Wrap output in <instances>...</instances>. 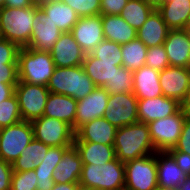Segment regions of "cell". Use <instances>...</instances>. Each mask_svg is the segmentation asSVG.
Masks as SVG:
<instances>
[{
	"label": "cell",
	"instance_id": "6da1fadb",
	"mask_svg": "<svg viewBox=\"0 0 190 190\" xmlns=\"http://www.w3.org/2000/svg\"><path fill=\"white\" fill-rule=\"evenodd\" d=\"M113 146L116 157L123 163L157 152L149 126L143 122L117 128Z\"/></svg>",
	"mask_w": 190,
	"mask_h": 190
},
{
	"label": "cell",
	"instance_id": "277c9868",
	"mask_svg": "<svg viewBox=\"0 0 190 190\" xmlns=\"http://www.w3.org/2000/svg\"><path fill=\"white\" fill-rule=\"evenodd\" d=\"M97 86L85 73L82 65L73 67H55L47 89L49 92L63 94L81 100Z\"/></svg>",
	"mask_w": 190,
	"mask_h": 190
},
{
	"label": "cell",
	"instance_id": "d6a6232c",
	"mask_svg": "<svg viewBox=\"0 0 190 190\" xmlns=\"http://www.w3.org/2000/svg\"><path fill=\"white\" fill-rule=\"evenodd\" d=\"M153 11L154 9L142 0H128L120 16L137 31Z\"/></svg>",
	"mask_w": 190,
	"mask_h": 190
},
{
	"label": "cell",
	"instance_id": "603a6c76",
	"mask_svg": "<svg viewBox=\"0 0 190 190\" xmlns=\"http://www.w3.org/2000/svg\"><path fill=\"white\" fill-rule=\"evenodd\" d=\"M169 30L161 14L157 10H154L142 27L137 30V38L147 48L155 47L164 43Z\"/></svg>",
	"mask_w": 190,
	"mask_h": 190
},
{
	"label": "cell",
	"instance_id": "e575fe53",
	"mask_svg": "<svg viewBox=\"0 0 190 190\" xmlns=\"http://www.w3.org/2000/svg\"><path fill=\"white\" fill-rule=\"evenodd\" d=\"M91 54L102 62L114 63L122 66L121 44L104 39Z\"/></svg>",
	"mask_w": 190,
	"mask_h": 190
},
{
	"label": "cell",
	"instance_id": "f1b7e54d",
	"mask_svg": "<svg viewBox=\"0 0 190 190\" xmlns=\"http://www.w3.org/2000/svg\"><path fill=\"white\" fill-rule=\"evenodd\" d=\"M61 35L62 32L57 26L49 22L44 24L36 18L30 43L27 47L50 52Z\"/></svg>",
	"mask_w": 190,
	"mask_h": 190
},
{
	"label": "cell",
	"instance_id": "30bf717a",
	"mask_svg": "<svg viewBox=\"0 0 190 190\" xmlns=\"http://www.w3.org/2000/svg\"><path fill=\"white\" fill-rule=\"evenodd\" d=\"M186 117L180 109L177 113L148 123L156 151H168L177 144Z\"/></svg>",
	"mask_w": 190,
	"mask_h": 190
},
{
	"label": "cell",
	"instance_id": "cb8c5ba5",
	"mask_svg": "<svg viewBox=\"0 0 190 190\" xmlns=\"http://www.w3.org/2000/svg\"><path fill=\"white\" fill-rule=\"evenodd\" d=\"M155 155L158 186H179L187 175L177 165L173 156L168 151H157Z\"/></svg>",
	"mask_w": 190,
	"mask_h": 190
},
{
	"label": "cell",
	"instance_id": "ffe728a7",
	"mask_svg": "<svg viewBox=\"0 0 190 190\" xmlns=\"http://www.w3.org/2000/svg\"><path fill=\"white\" fill-rule=\"evenodd\" d=\"M82 165L81 157L73 144L63 152L61 161L56 165L52 176L54 182L79 183Z\"/></svg>",
	"mask_w": 190,
	"mask_h": 190
},
{
	"label": "cell",
	"instance_id": "7402d4cb",
	"mask_svg": "<svg viewBox=\"0 0 190 190\" xmlns=\"http://www.w3.org/2000/svg\"><path fill=\"white\" fill-rule=\"evenodd\" d=\"M77 100L63 94L49 93L43 116L62 120L74 129Z\"/></svg>",
	"mask_w": 190,
	"mask_h": 190
},
{
	"label": "cell",
	"instance_id": "60d3db41",
	"mask_svg": "<svg viewBox=\"0 0 190 190\" xmlns=\"http://www.w3.org/2000/svg\"><path fill=\"white\" fill-rule=\"evenodd\" d=\"M128 0H101L100 15H120Z\"/></svg>",
	"mask_w": 190,
	"mask_h": 190
},
{
	"label": "cell",
	"instance_id": "836d02e7",
	"mask_svg": "<svg viewBox=\"0 0 190 190\" xmlns=\"http://www.w3.org/2000/svg\"><path fill=\"white\" fill-rule=\"evenodd\" d=\"M134 76L130 69H126L123 66L115 72L110 81H107L102 87H104L109 94L117 93H133Z\"/></svg>",
	"mask_w": 190,
	"mask_h": 190
},
{
	"label": "cell",
	"instance_id": "484cf974",
	"mask_svg": "<svg viewBox=\"0 0 190 190\" xmlns=\"http://www.w3.org/2000/svg\"><path fill=\"white\" fill-rule=\"evenodd\" d=\"M68 147H50L43 161L35 167L37 190H51L55 182L52 178L56 165L61 161L63 152Z\"/></svg>",
	"mask_w": 190,
	"mask_h": 190
},
{
	"label": "cell",
	"instance_id": "f546056e",
	"mask_svg": "<svg viewBox=\"0 0 190 190\" xmlns=\"http://www.w3.org/2000/svg\"><path fill=\"white\" fill-rule=\"evenodd\" d=\"M82 67L93 83L97 87H102L107 81L111 80L121 66H116L114 63L102 62V60L95 58L90 53L86 54Z\"/></svg>",
	"mask_w": 190,
	"mask_h": 190
},
{
	"label": "cell",
	"instance_id": "ba28073f",
	"mask_svg": "<svg viewBox=\"0 0 190 190\" xmlns=\"http://www.w3.org/2000/svg\"><path fill=\"white\" fill-rule=\"evenodd\" d=\"M34 138L30 121L0 128V159L12 164Z\"/></svg>",
	"mask_w": 190,
	"mask_h": 190
},
{
	"label": "cell",
	"instance_id": "8992f818",
	"mask_svg": "<svg viewBox=\"0 0 190 190\" xmlns=\"http://www.w3.org/2000/svg\"><path fill=\"white\" fill-rule=\"evenodd\" d=\"M125 164L124 190H155L158 186L156 155H145Z\"/></svg>",
	"mask_w": 190,
	"mask_h": 190
},
{
	"label": "cell",
	"instance_id": "4fadbf2b",
	"mask_svg": "<svg viewBox=\"0 0 190 190\" xmlns=\"http://www.w3.org/2000/svg\"><path fill=\"white\" fill-rule=\"evenodd\" d=\"M86 54H90L104 39L101 15L79 17L70 32Z\"/></svg>",
	"mask_w": 190,
	"mask_h": 190
},
{
	"label": "cell",
	"instance_id": "52a82bcc",
	"mask_svg": "<svg viewBox=\"0 0 190 190\" xmlns=\"http://www.w3.org/2000/svg\"><path fill=\"white\" fill-rule=\"evenodd\" d=\"M34 139L50 147H70L75 140V131L68 123L46 116L31 121Z\"/></svg>",
	"mask_w": 190,
	"mask_h": 190
},
{
	"label": "cell",
	"instance_id": "7c38bea8",
	"mask_svg": "<svg viewBox=\"0 0 190 190\" xmlns=\"http://www.w3.org/2000/svg\"><path fill=\"white\" fill-rule=\"evenodd\" d=\"M109 93L104 87H96L90 94L77 101L76 114L74 118V131L81 126L103 117L108 104Z\"/></svg>",
	"mask_w": 190,
	"mask_h": 190
},
{
	"label": "cell",
	"instance_id": "b9f144b4",
	"mask_svg": "<svg viewBox=\"0 0 190 190\" xmlns=\"http://www.w3.org/2000/svg\"><path fill=\"white\" fill-rule=\"evenodd\" d=\"M170 150H177L190 155V118L186 117L183 130L177 144Z\"/></svg>",
	"mask_w": 190,
	"mask_h": 190
},
{
	"label": "cell",
	"instance_id": "f6af8a7d",
	"mask_svg": "<svg viewBox=\"0 0 190 190\" xmlns=\"http://www.w3.org/2000/svg\"><path fill=\"white\" fill-rule=\"evenodd\" d=\"M168 152L173 156L180 169L187 176H190V155L177 150H168Z\"/></svg>",
	"mask_w": 190,
	"mask_h": 190
},
{
	"label": "cell",
	"instance_id": "11a10c76",
	"mask_svg": "<svg viewBox=\"0 0 190 190\" xmlns=\"http://www.w3.org/2000/svg\"><path fill=\"white\" fill-rule=\"evenodd\" d=\"M78 190H98V189L93 188V187L84 186V185L78 183Z\"/></svg>",
	"mask_w": 190,
	"mask_h": 190
},
{
	"label": "cell",
	"instance_id": "7dc6e473",
	"mask_svg": "<svg viewBox=\"0 0 190 190\" xmlns=\"http://www.w3.org/2000/svg\"><path fill=\"white\" fill-rule=\"evenodd\" d=\"M34 5V0H6L5 7L25 8Z\"/></svg>",
	"mask_w": 190,
	"mask_h": 190
},
{
	"label": "cell",
	"instance_id": "c3c4849f",
	"mask_svg": "<svg viewBox=\"0 0 190 190\" xmlns=\"http://www.w3.org/2000/svg\"><path fill=\"white\" fill-rule=\"evenodd\" d=\"M180 109L182 110L185 117L190 118V85L185 93L184 98L180 102Z\"/></svg>",
	"mask_w": 190,
	"mask_h": 190
},
{
	"label": "cell",
	"instance_id": "d4e9b609",
	"mask_svg": "<svg viewBox=\"0 0 190 190\" xmlns=\"http://www.w3.org/2000/svg\"><path fill=\"white\" fill-rule=\"evenodd\" d=\"M101 19L105 39L125 44L137 38V31L120 15H103Z\"/></svg>",
	"mask_w": 190,
	"mask_h": 190
},
{
	"label": "cell",
	"instance_id": "7a4b0ae2",
	"mask_svg": "<svg viewBox=\"0 0 190 190\" xmlns=\"http://www.w3.org/2000/svg\"><path fill=\"white\" fill-rule=\"evenodd\" d=\"M38 8L33 5L25 8L3 7L0 9V32L2 39L16 43L20 48L30 43Z\"/></svg>",
	"mask_w": 190,
	"mask_h": 190
},
{
	"label": "cell",
	"instance_id": "44dd1931",
	"mask_svg": "<svg viewBox=\"0 0 190 190\" xmlns=\"http://www.w3.org/2000/svg\"><path fill=\"white\" fill-rule=\"evenodd\" d=\"M159 75V71L147 65H143L140 69L133 71V94L138 99L154 98L163 95Z\"/></svg>",
	"mask_w": 190,
	"mask_h": 190
},
{
	"label": "cell",
	"instance_id": "db71d44e",
	"mask_svg": "<svg viewBox=\"0 0 190 190\" xmlns=\"http://www.w3.org/2000/svg\"><path fill=\"white\" fill-rule=\"evenodd\" d=\"M155 190H180L179 186L168 187V186H157Z\"/></svg>",
	"mask_w": 190,
	"mask_h": 190
},
{
	"label": "cell",
	"instance_id": "9a60e30c",
	"mask_svg": "<svg viewBox=\"0 0 190 190\" xmlns=\"http://www.w3.org/2000/svg\"><path fill=\"white\" fill-rule=\"evenodd\" d=\"M50 53L55 67L64 68L82 65L86 56L70 32L62 33Z\"/></svg>",
	"mask_w": 190,
	"mask_h": 190
},
{
	"label": "cell",
	"instance_id": "f35d334b",
	"mask_svg": "<svg viewBox=\"0 0 190 190\" xmlns=\"http://www.w3.org/2000/svg\"><path fill=\"white\" fill-rule=\"evenodd\" d=\"M145 65L159 72L170 66L163 44L148 48Z\"/></svg>",
	"mask_w": 190,
	"mask_h": 190
},
{
	"label": "cell",
	"instance_id": "f5cc1de1",
	"mask_svg": "<svg viewBox=\"0 0 190 190\" xmlns=\"http://www.w3.org/2000/svg\"><path fill=\"white\" fill-rule=\"evenodd\" d=\"M180 190H190V176H187L185 180L179 185Z\"/></svg>",
	"mask_w": 190,
	"mask_h": 190
},
{
	"label": "cell",
	"instance_id": "8d00e7d4",
	"mask_svg": "<svg viewBox=\"0 0 190 190\" xmlns=\"http://www.w3.org/2000/svg\"><path fill=\"white\" fill-rule=\"evenodd\" d=\"M37 175L35 170L13 171L10 190H37Z\"/></svg>",
	"mask_w": 190,
	"mask_h": 190
},
{
	"label": "cell",
	"instance_id": "5b68a950",
	"mask_svg": "<svg viewBox=\"0 0 190 190\" xmlns=\"http://www.w3.org/2000/svg\"><path fill=\"white\" fill-rule=\"evenodd\" d=\"M79 183L98 190H124L125 164L117 157L103 165L83 164Z\"/></svg>",
	"mask_w": 190,
	"mask_h": 190
},
{
	"label": "cell",
	"instance_id": "ac0fdd59",
	"mask_svg": "<svg viewBox=\"0 0 190 190\" xmlns=\"http://www.w3.org/2000/svg\"><path fill=\"white\" fill-rule=\"evenodd\" d=\"M163 45L170 66L190 68V35L184 29L169 30Z\"/></svg>",
	"mask_w": 190,
	"mask_h": 190
},
{
	"label": "cell",
	"instance_id": "9c48e42d",
	"mask_svg": "<svg viewBox=\"0 0 190 190\" xmlns=\"http://www.w3.org/2000/svg\"><path fill=\"white\" fill-rule=\"evenodd\" d=\"M49 93L47 86L18 82L15 95L22 120L31 122L42 117Z\"/></svg>",
	"mask_w": 190,
	"mask_h": 190
},
{
	"label": "cell",
	"instance_id": "4316f807",
	"mask_svg": "<svg viewBox=\"0 0 190 190\" xmlns=\"http://www.w3.org/2000/svg\"><path fill=\"white\" fill-rule=\"evenodd\" d=\"M170 30L184 29L190 17V0H171L157 10Z\"/></svg>",
	"mask_w": 190,
	"mask_h": 190
},
{
	"label": "cell",
	"instance_id": "681fc988",
	"mask_svg": "<svg viewBox=\"0 0 190 190\" xmlns=\"http://www.w3.org/2000/svg\"><path fill=\"white\" fill-rule=\"evenodd\" d=\"M51 190H78V183H55L54 187Z\"/></svg>",
	"mask_w": 190,
	"mask_h": 190
},
{
	"label": "cell",
	"instance_id": "816d5d0a",
	"mask_svg": "<svg viewBox=\"0 0 190 190\" xmlns=\"http://www.w3.org/2000/svg\"><path fill=\"white\" fill-rule=\"evenodd\" d=\"M57 1V0H34V5L37 8H41L44 5L51 4L52 2Z\"/></svg>",
	"mask_w": 190,
	"mask_h": 190
},
{
	"label": "cell",
	"instance_id": "83f0119b",
	"mask_svg": "<svg viewBox=\"0 0 190 190\" xmlns=\"http://www.w3.org/2000/svg\"><path fill=\"white\" fill-rule=\"evenodd\" d=\"M81 157L82 164L103 165L116 158L113 145L95 142L73 143Z\"/></svg>",
	"mask_w": 190,
	"mask_h": 190
},
{
	"label": "cell",
	"instance_id": "2e32d148",
	"mask_svg": "<svg viewBox=\"0 0 190 190\" xmlns=\"http://www.w3.org/2000/svg\"><path fill=\"white\" fill-rule=\"evenodd\" d=\"M159 80L163 95L180 103L190 85V68L169 66L160 71Z\"/></svg>",
	"mask_w": 190,
	"mask_h": 190
},
{
	"label": "cell",
	"instance_id": "3957f363",
	"mask_svg": "<svg viewBox=\"0 0 190 190\" xmlns=\"http://www.w3.org/2000/svg\"><path fill=\"white\" fill-rule=\"evenodd\" d=\"M17 64L19 82L42 86L48 85L55 69L50 52L30 47L20 48Z\"/></svg>",
	"mask_w": 190,
	"mask_h": 190
},
{
	"label": "cell",
	"instance_id": "ee69618b",
	"mask_svg": "<svg viewBox=\"0 0 190 190\" xmlns=\"http://www.w3.org/2000/svg\"><path fill=\"white\" fill-rule=\"evenodd\" d=\"M12 174V164L0 159V190L11 189Z\"/></svg>",
	"mask_w": 190,
	"mask_h": 190
},
{
	"label": "cell",
	"instance_id": "5bb4252c",
	"mask_svg": "<svg viewBox=\"0 0 190 190\" xmlns=\"http://www.w3.org/2000/svg\"><path fill=\"white\" fill-rule=\"evenodd\" d=\"M137 110L138 122L148 124L177 113L180 110V103L175 99L161 95L154 98L138 99Z\"/></svg>",
	"mask_w": 190,
	"mask_h": 190
},
{
	"label": "cell",
	"instance_id": "6f0895ef",
	"mask_svg": "<svg viewBox=\"0 0 190 190\" xmlns=\"http://www.w3.org/2000/svg\"><path fill=\"white\" fill-rule=\"evenodd\" d=\"M6 0H0V9L5 7Z\"/></svg>",
	"mask_w": 190,
	"mask_h": 190
},
{
	"label": "cell",
	"instance_id": "4dcf8cb0",
	"mask_svg": "<svg viewBox=\"0 0 190 190\" xmlns=\"http://www.w3.org/2000/svg\"><path fill=\"white\" fill-rule=\"evenodd\" d=\"M49 148L50 146L33 138L12 163L13 171L23 172L35 169L43 161Z\"/></svg>",
	"mask_w": 190,
	"mask_h": 190
},
{
	"label": "cell",
	"instance_id": "7bdbcfd3",
	"mask_svg": "<svg viewBox=\"0 0 190 190\" xmlns=\"http://www.w3.org/2000/svg\"><path fill=\"white\" fill-rule=\"evenodd\" d=\"M18 65H5L0 63V83L18 84Z\"/></svg>",
	"mask_w": 190,
	"mask_h": 190
},
{
	"label": "cell",
	"instance_id": "74e56055",
	"mask_svg": "<svg viewBox=\"0 0 190 190\" xmlns=\"http://www.w3.org/2000/svg\"><path fill=\"white\" fill-rule=\"evenodd\" d=\"M70 6L79 17L100 15L101 0H60Z\"/></svg>",
	"mask_w": 190,
	"mask_h": 190
},
{
	"label": "cell",
	"instance_id": "d6986e66",
	"mask_svg": "<svg viewBox=\"0 0 190 190\" xmlns=\"http://www.w3.org/2000/svg\"><path fill=\"white\" fill-rule=\"evenodd\" d=\"M117 128L104 117L93 119L75 132L74 142H95L114 145Z\"/></svg>",
	"mask_w": 190,
	"mask_h": 190
},
{
	"label": "cell",
	"instance_id": "d590c367",
	"mask_svg": "<svg viewBox=\"0 0 190 190\" xmlns=\"http://www.w3.org/2000/svg\"><path fill=\"white\" fill-rule=\"evenodd\" d=\"M22 120L18 99L15 93L0 102V128L10 126Z\"/></svg>",
	"mask_w": 190,
	"mask_h": 190
},
{
	"label": "cell",
	"instance_id": "ab89813d",
	"mask_svg": "<svg viewBox=\"0 0 190 190\" xmlns=\"http://www.w3.org/2000/svg\"><path fill=\"white\" fill-rule=\"evenodd\" d=\"M20 47L7 39H0V63L5 65H18V52Z\"/></svg>",
	"mask_w": 190,
	"mask_h": 190
},
{
	"label": "cell",
	"instance_id": "9f6ffc18",
	"mask_svg": "<svg viewBox=\"0 0 190 190\" xmlns=\"http://www.w3.org/2000/svg\"><path fill=\"white\" fill-rule=\"evenodd\" d=\"M184 30L190 35V17L187 20V23H186V25L184 27Z\"/></svg>",
	"mask_w": 190,
	"mask_h": 190
},
{
	"label": "cell",
	"instance_id": "bcb514c9",
	"mask_svg": "<svg viewBox=\"0 0 190 190\" xmlns=\"http://www.w3.org/2000/svg\"><path fill=\"white\" fill-rule=\"evenodd\" d=\"M17 84L0 83V102L11 97L15 93Z\"/></svg>",
	"mask_w": 190,
	"mask_h": 190
},
{
	"label": "cell",
	"instance_id": "e0dca14e",
	"mask_svg": "<svg viewBox=\"0 0 190 190\" xmlns=\"http://www.w3.org/2000/svg\"><path fill=\"white\" fill-rule=\"evenodd\" d=\"M37 19L44 24L46 22L52 23L62 33H68L78 22L79 16L70 6L57 0L38 8Z\"/></svg>",
	"mask_w": 190,
	"mask_h": 190
},
{
	"label": "cell",
	"instance_id": "8fae6325",
	"mask_svg": "<svg viewBox=\"0 0 190 190\" xmlns=\"http://www.w3.org/2000/svg\"><path fill=\"white\" fill-rule=\"evenodd\" d=\"M138 98L133 93L110 94L103 117L116 128L138 122Z\"/></svg>",
	"mask_w": 190,
	"mask_h": 190
},
{
	"label": "cell",
	"instance_id": "1f68e13d",
	"mask_svg": "<svg viewBox=\"0 0 190 190\" xmlns=\"http://www.w3.org/2000/svg\"><path fill=\"white\" fill-rule=\"evenodd\" d=\"M148 48L135 38L128 43L121 44L122 66L132 72L145 65Z\"/></svg>",
	"mask_w": 190,
	"mask_h": 190
},
{
	"label": "cell",
	"instance_id": "f907efd6",
	"mask_svg": "<svg viewBox=\"0 0 190 190\" xmlns=\"http://www.w3.org/2000/svg\"><path fill=\"white\" fill-rule=\"evenodd\" d=\"M154 10H158L166 0H142Z\"/></svg>",
	"mask_w": 190,
	"mask_h": 190
}]
</instances>
